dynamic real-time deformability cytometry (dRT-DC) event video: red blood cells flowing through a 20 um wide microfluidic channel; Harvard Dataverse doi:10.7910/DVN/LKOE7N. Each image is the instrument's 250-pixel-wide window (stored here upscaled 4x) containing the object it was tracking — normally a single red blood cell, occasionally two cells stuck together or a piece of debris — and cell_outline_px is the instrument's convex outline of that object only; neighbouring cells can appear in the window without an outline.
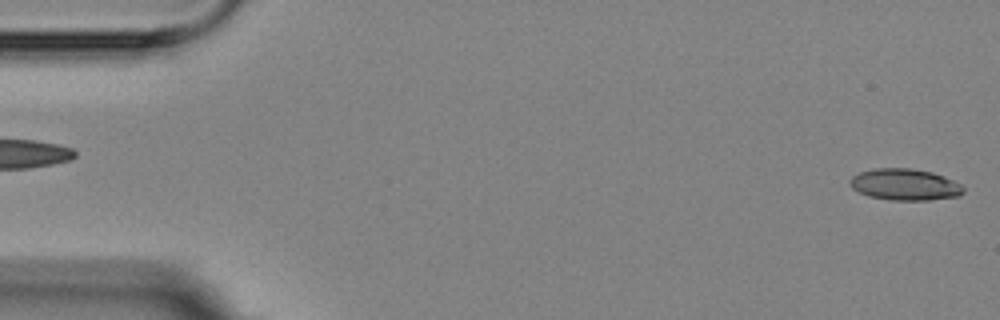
{"species": "Egyptian fruit bat (a non-hibernating species)", "species_latin": "Rousettus aegyptiacus", "temperature_condition": "room temperature", "stored_images_in_passage": 2, "segment_of_instrument_passage": [2, 2], "camera_frame_rate_fps": 3000, "um_per_image_px": 0.085, "animal": {"sex": "female"}, "frame": {"image": 1, "passage_image": 2, "time_ms": 1.333, "image_size_px": [1000, 320], "cell_outline_px": [[964, 192], [960, 196], [928, 200], [892, 200], [868, 196], [852, 188], [848, 184], [848, 180], [852, 176], [860, 172], [876, 168], [912, 168], [932, 172], [944, 176], [960, 184], [964, 188]], "centroid_in_image_um": [76.9, 15.68], "position_along_channel_um": 8.1, "area_um2": 20.92}}